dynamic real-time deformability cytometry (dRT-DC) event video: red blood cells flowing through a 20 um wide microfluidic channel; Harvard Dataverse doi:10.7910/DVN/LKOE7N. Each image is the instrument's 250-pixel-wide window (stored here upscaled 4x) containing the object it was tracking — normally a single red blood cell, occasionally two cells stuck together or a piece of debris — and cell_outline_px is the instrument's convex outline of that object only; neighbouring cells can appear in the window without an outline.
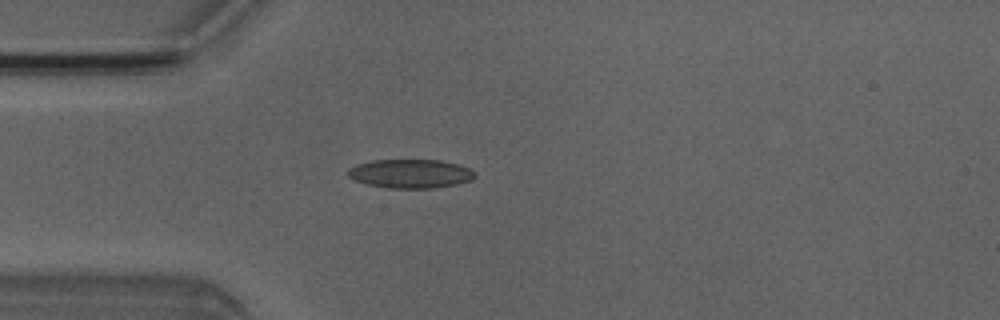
{"species": "Egyptian fruit bat (a non-hibernating species)", "species_latin": "Rousettus aegyptiacus", "temperature_condition": "room temperature", "stored_images_in_passage": 3, "camera_frame_rate_fps": 3000, "um_per_image_px": 0.085, "animal": {"sex": "male"}, "frame": {"image": 1, "passage_image": 3, "time_ms": 2.667, "image_size_px": [1000, 320], "cell_outline_px": [[476, 176], [472, 180], [456, 184], [432, 188], [388, 188], [368, 184], [356, 180], [348, 176], [348, 168], [356, 164], [372, 160], [440, 160], [460, 164], [476, 172]], "centroid_in_image_um": [34.91, 14.75], "position_along_channel_um": 50.1, "area_um2": 21.39}}